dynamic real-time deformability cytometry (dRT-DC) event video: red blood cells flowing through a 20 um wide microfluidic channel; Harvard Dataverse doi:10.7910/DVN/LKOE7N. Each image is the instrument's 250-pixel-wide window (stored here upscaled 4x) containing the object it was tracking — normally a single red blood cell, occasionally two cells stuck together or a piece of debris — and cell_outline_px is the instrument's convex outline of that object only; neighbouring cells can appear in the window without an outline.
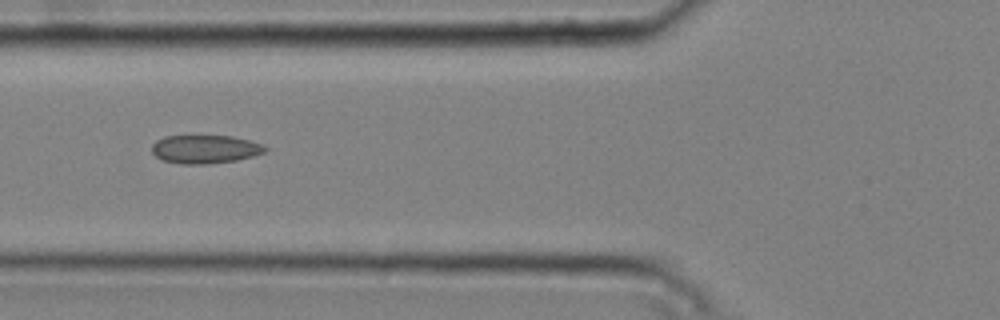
{"species": "common noctule bat (a hibernating species)", "species_latin": "Nyctalus noctula", "temperature_condition": "cold", "stored_images_in_passage": 5, "camera_frame_rate_fps": 3000, "um_per_image_px": 0.085, "animal": {"sex": "male", "body_mass_g": 20.4}, "frame": {"image": 1, "passage_image": 5, "time_ms": 1.333, "image_size_px": [1000, 320], "cell_outline_px": [[268, 148], [264, 152], [252, 156], [236, 160], [208, 164], [180, 164], [164, 160], [156, 156], [152, 152], [152, 144], [156, 140], [164, 136], [232, 136], [264, 144]], "centroid_in_image_um": [17.43, 12.68], "position_along_channel_um": 108.4, "area_um2": 18.73}}